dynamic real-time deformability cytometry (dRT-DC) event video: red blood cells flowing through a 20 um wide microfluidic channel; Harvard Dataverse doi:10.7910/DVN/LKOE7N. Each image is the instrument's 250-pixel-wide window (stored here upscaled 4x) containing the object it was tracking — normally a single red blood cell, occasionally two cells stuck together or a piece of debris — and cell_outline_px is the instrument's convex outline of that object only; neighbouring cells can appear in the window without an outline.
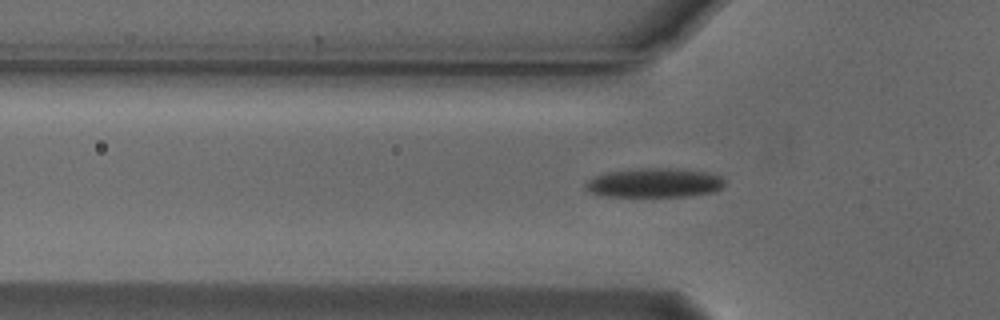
{"species": "Egyptian fruit bat (a non-hibernating species)", "species_latin": "Rousettus aegyptiacus", "temperature_condition": "cold", "stored_images_in_passage": 33, "camera_frame_rate_fps": 3000, "um_per_image_px": 0.085, "animal": {"sex": "male"}, "frame": {"image": 1, "passage_image": 6, "time_ms": 1.667, "image_size_px": [1000, 320], "cell_outline_px": [[724, 184], [720, 188], [712, 192], [688, 196], [604, 196], [592, 192], [584, 184], [588, 180], [604, 172], [640, 168], [676, 168], [704, 172], [720, 176], [724, 180]], "centroid_in_image_um": [55.62, 15.53], "position_along_channel_um": 70.2, "area_um2": 23.47}}
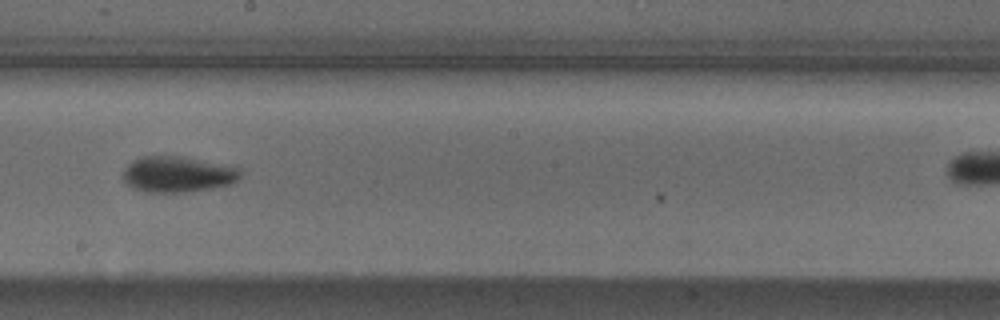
{"frame": {"image": 2, "passage_image": 19, "time_ms": 6.0, "image_size_px": [1000, 320], "cell_outline_px": [[240, 176], [232, 184], [192, 192], [144, 192], [132, 188], [124, 180], [124, 168], [132, 160], [140, 156], [184, 156], [240, 168]], "centroid_in_image_um": [15.09, 14.81], "position_along_channel_um": 233.1, "area_um2": 24.68}}
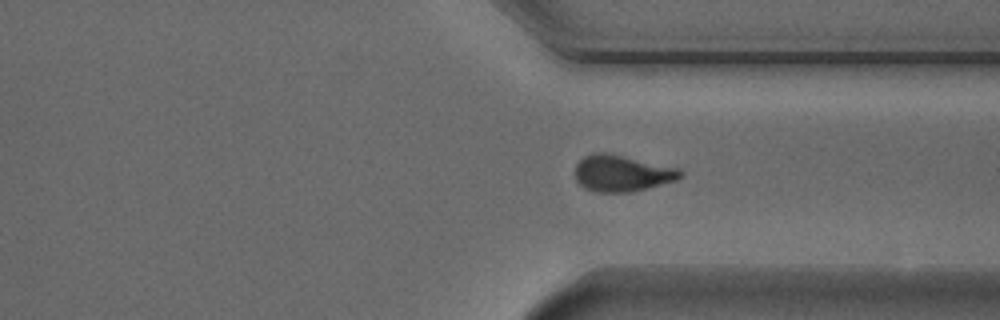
{"frame": {"image": 3, "passage_image": 29, "time_ms": 9.333, "image_size_px": [1000, 320], "cell_outline_px": [[684, 176], [676, 180], [632, 192], [596, 192], [584, 188], [576, 180], [576, 164], [584, 156], [592, 152], [604, 152], [680, 168], [684, 172]], "centroid_in_image_um": [52.88, 14.73], "position_along_channel_um": 358.5, "area_um2": 22.37}}